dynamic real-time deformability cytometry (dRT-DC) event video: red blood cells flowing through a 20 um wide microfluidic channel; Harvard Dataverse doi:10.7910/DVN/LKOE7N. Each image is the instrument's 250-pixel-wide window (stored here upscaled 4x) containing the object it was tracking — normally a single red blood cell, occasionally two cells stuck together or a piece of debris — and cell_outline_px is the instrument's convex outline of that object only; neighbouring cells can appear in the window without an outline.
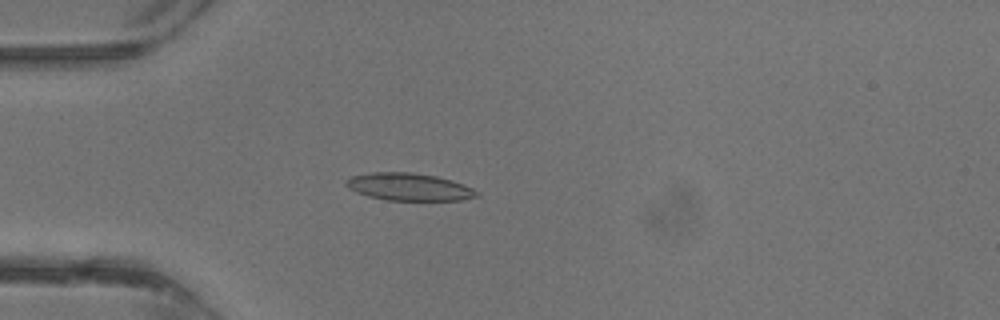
{"species": "common noctule bat (a hibernating species)", "species_latin": "Nyctalus noctula", "temperature_condition": "warm", "stored_images_in_passage": 31, "camera_frame_rate_fps": 3000, "um_per_image_px": 0.085, "animal": {"sex": "male", "body_mass_g": 13.3}, "frame": {"image": 1, "passage_image": 4, "time_ms": 1.0, "image_size_px": [1000, 320], "cell_outline_px": [[480, 196], [460, 200], [384, 200], [368, 196], [356, 192], [348, 188], [344, 184], [344, 180], [352, 176], [372, 172], [412, 172], [436, 176], [452, 180], [464, 184], [480, 192]], "centroid_in_image_um": [34.76, 15.88], "position_along_channel_um": 50.2, "area_um2": 21.1}}
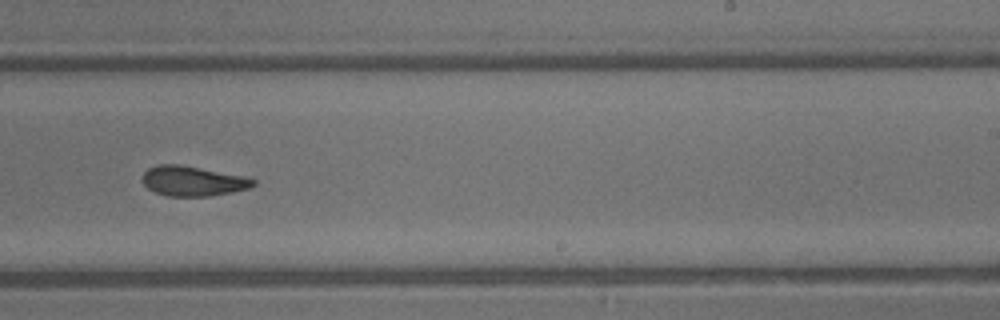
{"frame": {"image": 2, "passage_image": 17, "time_ms": 5.333, "image_size_px": [1000, 320], "cell_outline_px": [[256, 184], [248, 188], [208, 196], [168, 196], [156, 192], [148, 188], [144, 184], [144, 172], [148, 168], [160, 164], [180, 164], [244, 176], [256, 180]], "centroid_in_image_um": [16.39, 15.38], "position_along_channel_um": 272.6, "area_um2": 19.02}}
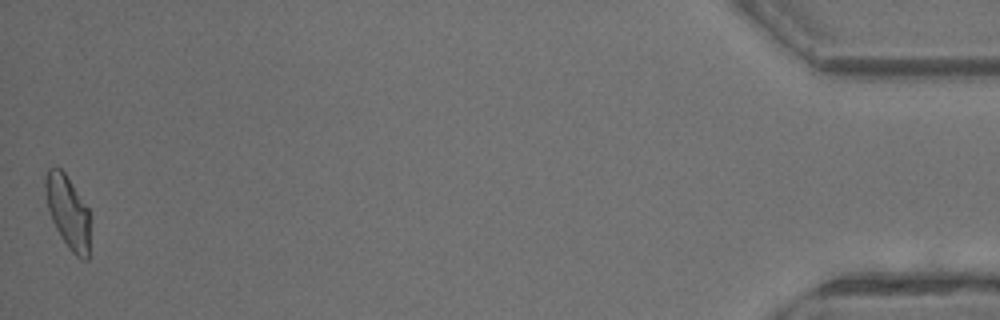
{"frame": {"image": 3, "passage_image": 31, "time_ms": 10.0, "image_size_px": [1000, 320], "cell_outline_px": [[88, 260], [84, 260], [76, 256], [68, 248], [56, 228], [48, 212], [44, 188], [44, 176], [48, 168], [60, 168], [64, 172], [88, 208]], "centroid_in_image_um": [5.72, 17.99], "position_along_channel_um": 429.5, "area_um2": 18.73}}